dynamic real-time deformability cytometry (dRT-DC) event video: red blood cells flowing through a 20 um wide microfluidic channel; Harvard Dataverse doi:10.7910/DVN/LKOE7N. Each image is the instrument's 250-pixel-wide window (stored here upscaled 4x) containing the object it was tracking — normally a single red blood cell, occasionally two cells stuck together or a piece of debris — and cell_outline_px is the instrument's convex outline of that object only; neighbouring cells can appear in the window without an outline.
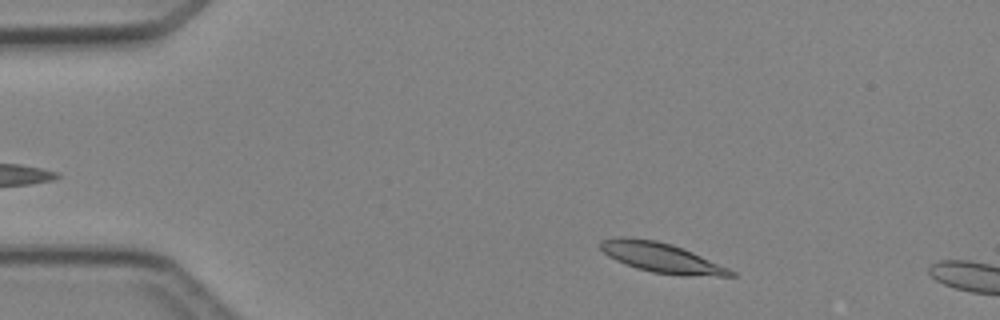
{"species": "Egyptian fruit bat (a non-hibernating species)", "species_latin": "Rousettus aegyptiacus", "temperature_condition": "cold", "stored_images_in_passage": 2, "camera_frame_rate_fps": 3000, "um_per_image_px": 0.085, "animal": {"sex": "female"}, "frame": {"image": 1, "passage_image": 1, "time_ms": 0.0, "image_size_px": [1000, 320], "cell_outline_px": [[736, 276], [684, 276], [652, 272], [636, 268], [616, 260], [608, 256], [600, 248], [600, 240], [616, 236], [624, 236], [656, 240], [672, 244], [692, 252], [728, 268], [736, 272]], "centroid_in_image_um": [56.19, 21.89], "position_along_channel_um": 28.8, "area_um2": 22.66}}